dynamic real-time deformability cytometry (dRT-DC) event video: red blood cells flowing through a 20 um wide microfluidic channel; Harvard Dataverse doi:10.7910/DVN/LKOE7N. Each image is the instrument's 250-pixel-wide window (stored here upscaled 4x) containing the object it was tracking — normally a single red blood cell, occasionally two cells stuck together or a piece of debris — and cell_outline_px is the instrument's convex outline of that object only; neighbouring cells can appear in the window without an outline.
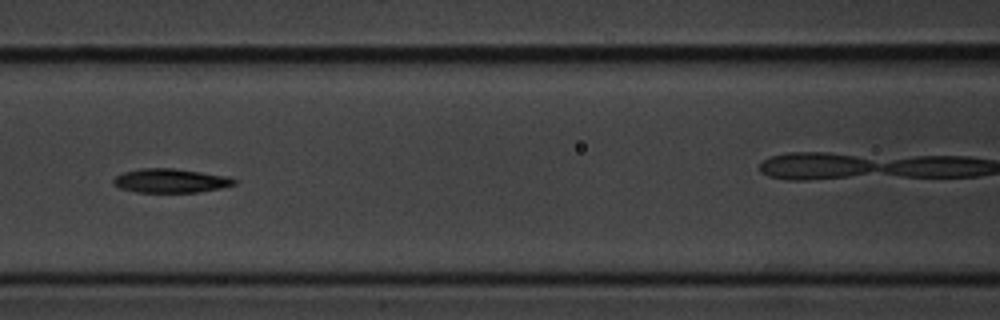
{"species": "common noctule bat (a hibernating species)", "species_latin": "Nyctalus noctula", "temperature_condition": "cold", "stored_images_in_passage": 10, "camera_frame_rate_fps": 3000, "um_per_image_px": 0.085, "animal": {"sex": "male", "body_mass_g": 20.1, "forearm_length_mm": 53.5}, "frame": {"image": 1, "passage_image": 7, "time_ms": 2.0, "image_size_px": [1000, 320], "cell_outline_px": [[240, 180], [236, 184], [220, 188], [196, 192], [136, 192], [120, 188], [112, 184], [112, 180], [116, 176], [124, 172], [140, 168], [176, 168], [228, 176]], "centroid_in_image_um": [14.52, 15.35], "position_along_channel_um": 152.1, "area_um2": 17.05}}